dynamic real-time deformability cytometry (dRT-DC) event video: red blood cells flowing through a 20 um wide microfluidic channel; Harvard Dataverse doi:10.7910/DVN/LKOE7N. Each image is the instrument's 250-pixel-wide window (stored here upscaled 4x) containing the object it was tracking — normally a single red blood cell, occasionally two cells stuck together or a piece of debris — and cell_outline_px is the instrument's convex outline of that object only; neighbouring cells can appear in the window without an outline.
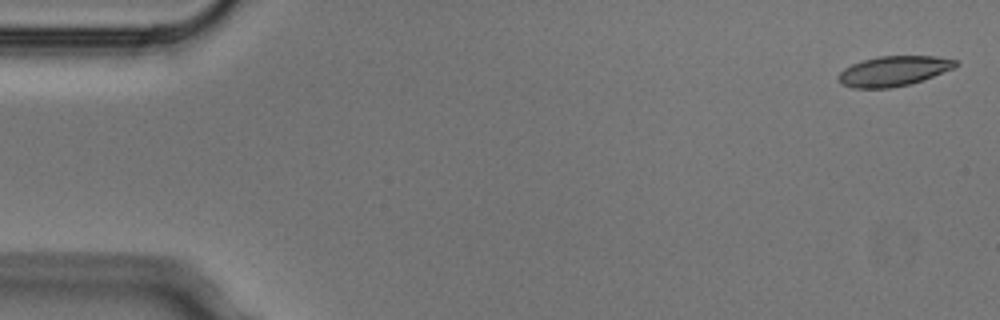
{"species": "Egyptian fruit bat (a non-hibernating species)", "species_latin": "Rousettus aegyptiacus", "temperature_condition": "cold", "stored_images_in_passage": 4, "camera_frame_rate_fps": 3000, "um_per_image_px": 0.085, "animal": {"sex": "male"}, "frame": {"image": 1, "passage_image": 1, "time_ms": 0.0, "image_size_px": [1000, 320], "cell_outline_px": [[960, 64], [952, 68], [932, 76], [908, 84], [892, 88], [852, 88], [840, 84], [836, 80], [836, 76], [844, 68], [852, 64], [864, 60], [880, 56], [936, 56], [956, 60]], "centroid_in_image_um": [75.89, 6.04], "position_along_channel_um": 9.1, "area_um2": 20.4}}
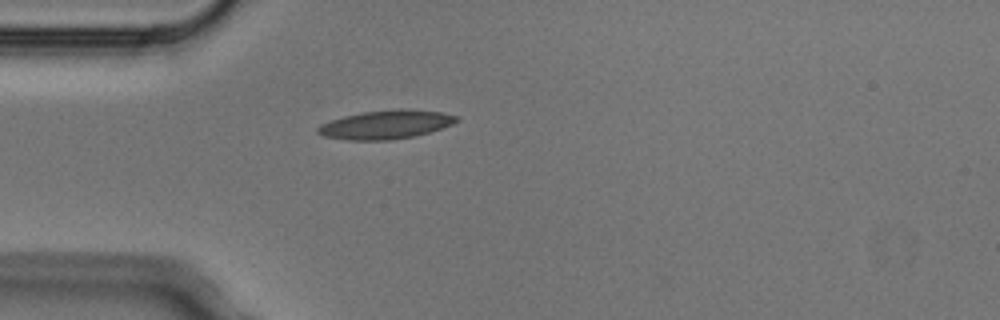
{"frame": {"image": 2, "passage_image": 4, "time_ms": 1.0, "image_size_px": [1000, 320], "cell_outline_px": [[460, 120], [452, 124], [428, 132], [412, 136], [388, 140], [348, 140], [324, 136], [316, 132], [316, 128], [320, 124], [344, 116], [364, 112], [400, 108], [444, 112], [460, 116]], "centroid_in_image_um": [32.81, 10.58], "position_along_channel_um": 52.2, "area_um2": 23.12}}